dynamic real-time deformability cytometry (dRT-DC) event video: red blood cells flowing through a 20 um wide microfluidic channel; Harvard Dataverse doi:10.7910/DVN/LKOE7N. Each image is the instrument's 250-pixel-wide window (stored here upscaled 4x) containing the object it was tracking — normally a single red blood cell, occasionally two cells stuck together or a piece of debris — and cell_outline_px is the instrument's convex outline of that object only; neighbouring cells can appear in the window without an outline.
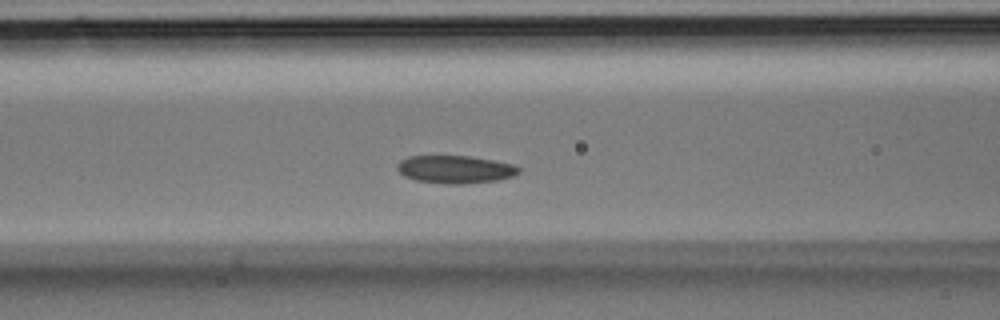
{"species": "Egyptian fruit bat (a non-hibernating species)", "species_latin": "Rousettus aegyptiacus", "temperature_condition": "room temperature", "stored_images_in_passage": 35, "camera_frame_rate_fps": 3000, "um_per_image_px": 0.085, "animal": {"sex": "male"}, "frame": {"image": 1, "passage_image": 13, "time_ms": 4.0, "image_size_px": [1000, 320], "cell_outline_px": [[520, 172], [512, 176], [496, 180], [464, 184], [444, 184], [416, 180], [404, 176], [396, 168], [396, 164], [400, 160], [408, 156], [472, 156], [512, 164], [520, 168]], "centroid_in_image_um": [38.66, 14.39], "position_along_channel_um": 127.9, "area_um2": 19.71}}
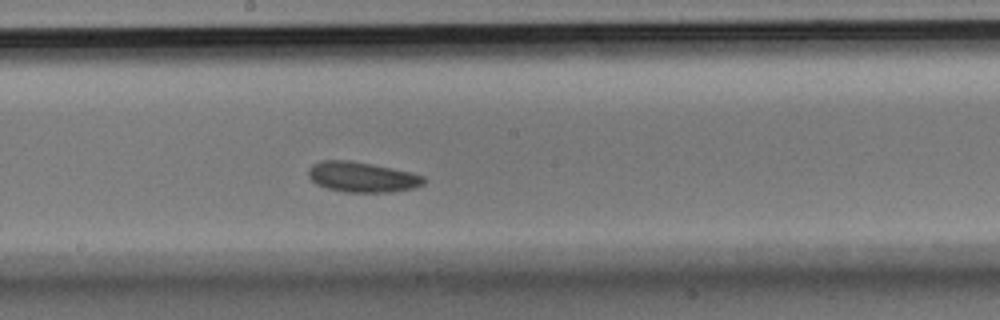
{"frame": {"image": 2, "passage_image": 18, "time_ms": 5.667, "image_size_px": [1000, 320], "cell_outline_px": [[424, 184], [416, 188], [388, 192], [344, 192], [328, 188], [316, 184], [308, 176], [308, 168], [312, 164], [320, 160], [348, 160], [372, 164], [392, 168], [424, 176]], "centroid_in_image_um": [30.75, 15.04], "position_along_channel_um": 217.5, "area_um2": 20.35}}
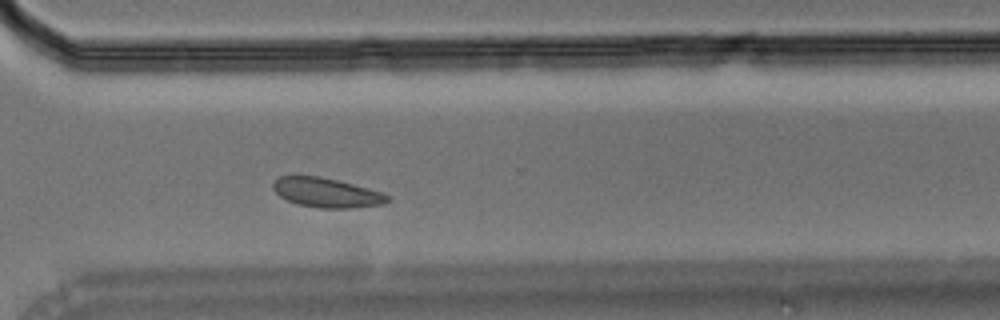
{"frame": {"image": 3, "passage_image": 25, "time_ms": 8.0, "image_size_px": [1000, 320], "cell_outline_px": [[392, 200], [380, 204], [352, 208], [320, 208], [296, 204], [280, 196], [272, 188], [272, 184], [280, 176], [320, 176], [384, 192], [392, 196]], "centroid_in_image_um": [27.79, 16.38], "position_along_channel_um": 342.8, "area_um2": 19.65}}